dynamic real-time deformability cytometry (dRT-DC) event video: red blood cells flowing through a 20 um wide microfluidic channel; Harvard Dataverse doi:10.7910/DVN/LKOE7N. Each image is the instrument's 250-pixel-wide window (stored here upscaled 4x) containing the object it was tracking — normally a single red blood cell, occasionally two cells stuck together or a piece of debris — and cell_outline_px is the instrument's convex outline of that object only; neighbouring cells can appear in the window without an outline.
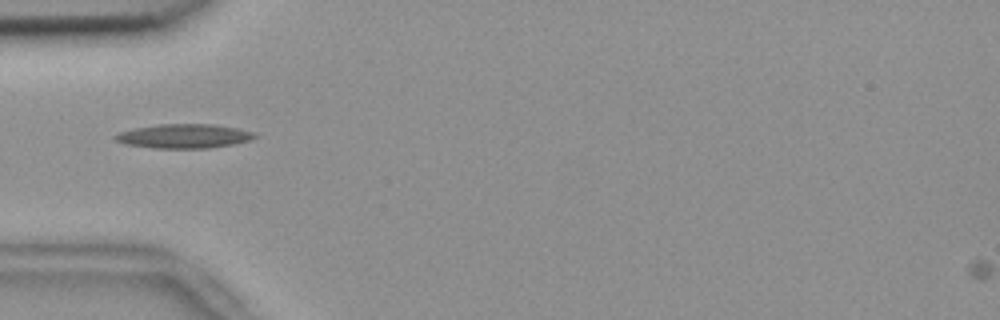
{"species": "common noctule bat (a hibernating species)", "species_latin": "Nyctalus noctula", "temperature_condition": "room temperature", "stored_images_in_passage": 38, "camera_frame_rate_fps": 3000, "um_per_image_px": 0.085, "animal": {"sex": "female", "body_mass_g": 18.4}, "frame": {"image": 1, "passage_image": 1, "time_ms": 0.0, "image_size_px": [1000, 320], "cell_outline_px": [[256, 136], [248, 140], [232, 144], [208, 148], [156, 148], [128, 144], [116, 140], [112, 136], [120, 132], [136, 128], [160, 124], [212, 124], [236, 128], [256, 132]], "centroid_in_image_um": [15.65, 11.56], "position_along_channel_um": 69.4, "area_um2": 19.31}}
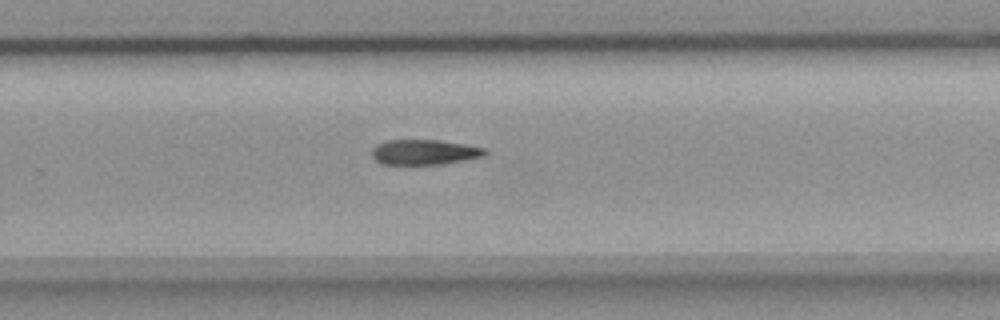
{"frame": {"image": 2, "passage_image": 19, "time_ms": 6.0, "image_size_px": [1000, 320], "cell_outline_px": [[488, 152], [484, 156], [440, 164], [380, 164], [372, 156], [372, 148], [376, 144], [388, 140], [440, 140], [488, 148]], "centroid_in_image_um": [36.07, 12.92], "position_along_channel_um": 293.7, "area_um2": 16.59}}
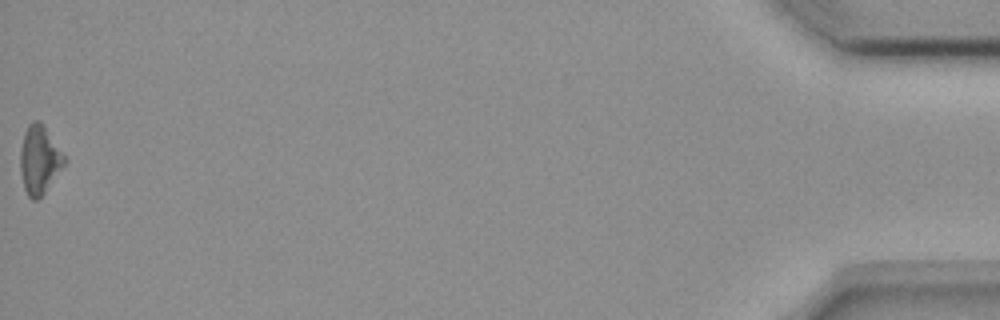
{"frame": {"image": 3, "passage_image": 38, "time_ms": 12.333, "image_size_px": [1000, 320], "cell_outline_px": [[64, 164], [44, 192], [36, 200], [32, 200], [28, 196], [24, 188], [20, 172], [20, 148], [24, 132], [28, 124], [32, 120], [40, 120], [44, 124], [64, 156]], "centroid_in_image_um": [3.3, 13.53], "position_along_channel_um": 431.9, "area_um2": 17.34}, "authors_computed_cell_mechanics": {"area_um2": 17.2822, "velocity_mm_per_s": 3.7499, "shape_relaxation_time_tau1_ms": 8.7562, "shape_relaxation_time_tau2_ms": null, "deformation_change_tau1": 0.1913, "deformation_change_tau2": null}}